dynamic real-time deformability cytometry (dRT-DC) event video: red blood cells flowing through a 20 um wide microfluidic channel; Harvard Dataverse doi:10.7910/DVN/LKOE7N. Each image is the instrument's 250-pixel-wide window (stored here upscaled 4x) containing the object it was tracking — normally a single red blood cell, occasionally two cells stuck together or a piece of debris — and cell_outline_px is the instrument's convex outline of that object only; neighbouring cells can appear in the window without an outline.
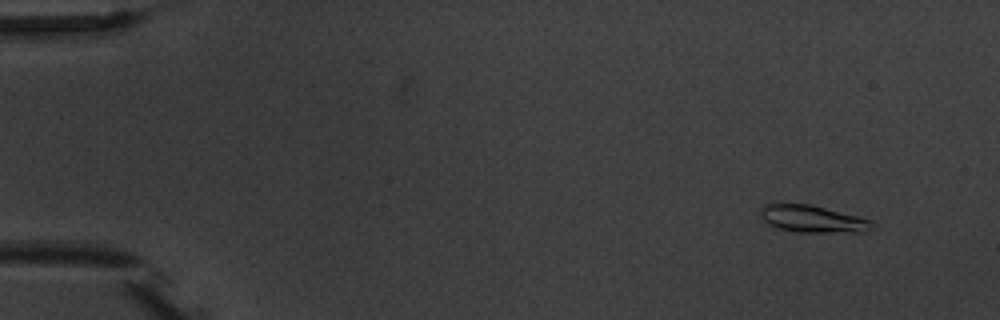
{"species": "common noctule bat (a hibernating species)", "species_latin": "Nyctalus noctula", "temperature_condition": "warm", "stored_images_in_passage": 5, "camera_frame_rate_fps": 3000, "um_per_image_px": 0.085, "animal": {"sex": "male", "body_mass_g": 20.1, "forearm_length_mm": 53.5}, "frame": {"image": 1, "passage_image": 5, "time_ms": 5.333, "image_size_px": [1000, 320], "cell_outline_px": [[872, 228], [864, 232], [796, 232], [780, 228], [768, 224], [760, 216], [760, 208], [764, 204], [808, 204], [872, 220]], "centroid_in_image_um": [69.04, 18.61], "position_along_channel_um": 16.0, "area_um2": 17.34}}